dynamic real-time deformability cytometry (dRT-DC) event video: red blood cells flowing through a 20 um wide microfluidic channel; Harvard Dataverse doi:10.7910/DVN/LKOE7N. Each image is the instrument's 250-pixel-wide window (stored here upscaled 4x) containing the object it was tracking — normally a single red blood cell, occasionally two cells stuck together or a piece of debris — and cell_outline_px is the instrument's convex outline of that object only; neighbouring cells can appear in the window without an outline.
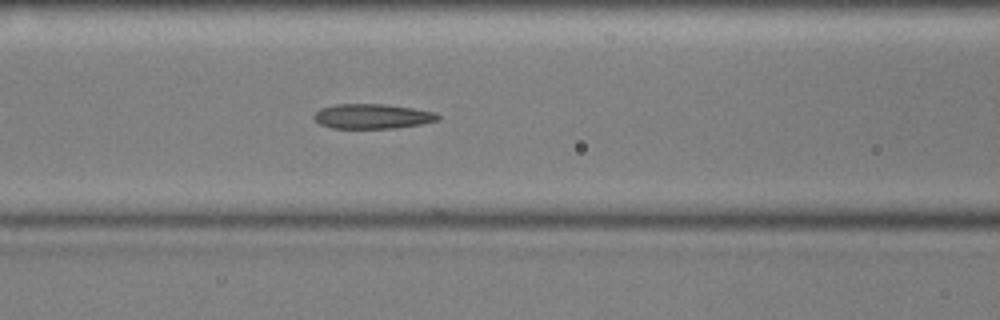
{"species": "common noctule bat (a hibernating species)", "species_latin": "Nyctalus noctula", "temperature_condition": "cold", "stored_images_in_passage": 16, "camera_frame_rate_fps": 3000, "um_per_image_px": 0.085, "animal": {"sex": "male", "body_mass_g": 17.9, "forearm_length_mm": 54.2}, "frame": {"image": 1, "passage_image": 15, "time_ms": 4.667, "image_size_px": [1000, 320], "cell_outline_px": [[440, 120], [424, 124], [396, 128], [332, 128], [320, 124], [312, 116], [320, 108], [336, 104], [384, 104], [412, 108], [436, 112], [440, 116]], "centroid_in_image_um": [31.69, 9.89], "position_along_channel_um": 134.9, "area_um2": 18.03}}